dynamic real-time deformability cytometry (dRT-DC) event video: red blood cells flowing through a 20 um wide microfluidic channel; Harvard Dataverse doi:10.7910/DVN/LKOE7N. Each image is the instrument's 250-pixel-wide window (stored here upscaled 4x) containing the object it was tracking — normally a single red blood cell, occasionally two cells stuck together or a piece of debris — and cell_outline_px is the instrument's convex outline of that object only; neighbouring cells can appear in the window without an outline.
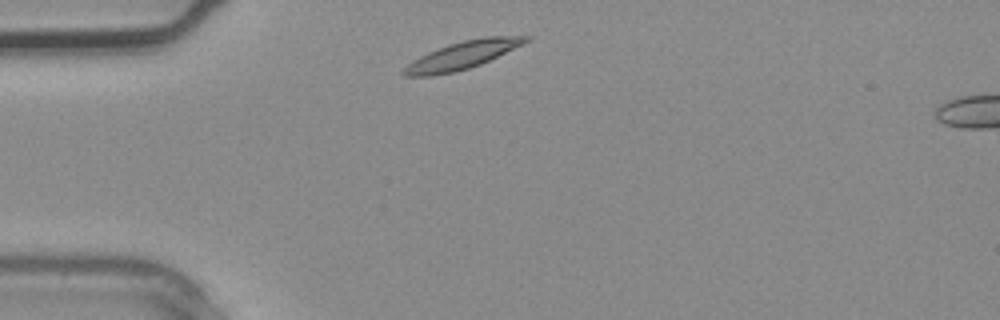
{"species": "common noctule bat (a hibernating species)", "species_latin": "Nyctalus noctula", "temperature_condition": "warm", "stored_images_in_passage": 1, "camera_frame_rate_fps": 3000, "um_per_image_px": 0.085, "animal": {"sex": "male", "body_mass_g": 20.4}, "frame": {"image": 1, "passage_image": 1, "time_ms": 0.0, "image_size_px": [1000, 320], "cell_outline_px": [[532, 40], [524, 44], [480, 64], [456, 72], [432, 76], [404, 76], [400, 72], [408, 64], [420, 56], [428, 52], [448, 44], [464, 40], [488, 36], [532, 36]], "centroid_in_image_um": [39.31, 4.69], "position_along_channel_um": 45.7, "area_um2": 19.65}}